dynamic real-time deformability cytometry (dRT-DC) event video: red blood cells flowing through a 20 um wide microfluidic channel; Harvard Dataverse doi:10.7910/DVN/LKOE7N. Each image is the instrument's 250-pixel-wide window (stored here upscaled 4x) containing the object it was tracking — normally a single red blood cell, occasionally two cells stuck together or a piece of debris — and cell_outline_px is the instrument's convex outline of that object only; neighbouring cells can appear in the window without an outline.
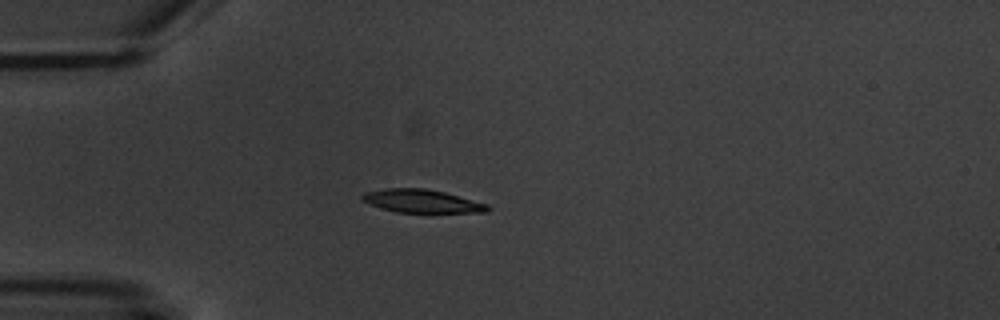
{"species": "common noctule bat (a hibernating species)", "species_latin": "Nyctalus noctula", "temperature_condition": "warm", "stored_images_in_passage": 4, "camera_frame_rate_fps": 3000, "um_per_image_px": 0.085, "animal": {"sex": "male", "body_mass_g": 20.1, "forearm_length_mm": 53.5}, "frame": {"image": 1, "passage_image": 4, "time_ms": 5.0, "image_size_px": [1000, 320], "cell_outline_px": [[492, 208], [488, 212], [396, 212], [380, 208], [368, 204], [360, 200], [360, 196], [364, 192], [384, 188], [424, 188], [444, 192], [488, 204]], "centroid_in_image_um": [35.8, 17.09], "position_along_channel_um": 49.2, "area_um2": 17.05}}